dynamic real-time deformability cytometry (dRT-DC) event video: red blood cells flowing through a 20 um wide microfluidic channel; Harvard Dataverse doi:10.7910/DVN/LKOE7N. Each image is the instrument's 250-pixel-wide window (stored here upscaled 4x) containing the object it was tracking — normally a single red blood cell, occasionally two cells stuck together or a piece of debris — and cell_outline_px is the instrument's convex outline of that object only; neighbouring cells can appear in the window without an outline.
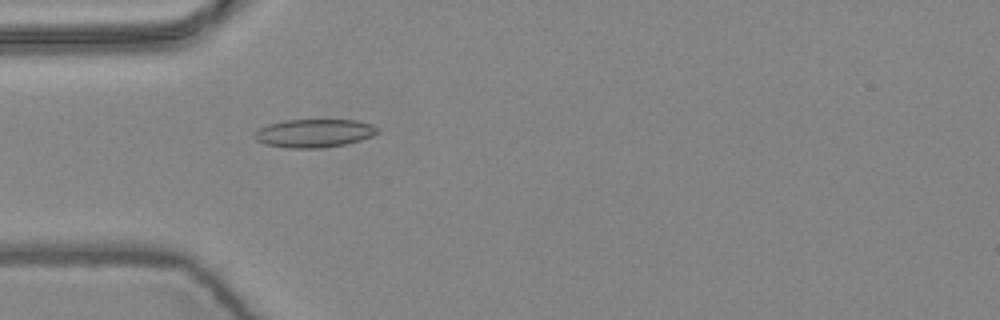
{"species": "common noctule bat (a hibernating species)", "species_latin": "Nyctalus noctula", "temperature_condition": "warm", "stored_images_in_passage": 2, "camera_frame_rate_fps": 3000, "um_per_image_px": 0.085, "animal": {"sex": "female", "body_mass_g": 24.6, "forearm_length_mm": 56.2}, "frame": {"image": 1, "passage_image": 2, "time_ms": 0.333, "image_size_px": [1000, 320], "cell_outline_px": [[380, 132], [372, 136], [360, 140], [344, 144], [320, 148], [288, 148], [264, 144], [256, 140], [252, 136], [260, 128], [268, 124], [284, 120], [356, 120], [372, 124], [380, 128]], "centroid_in_image_um": [26.71, 11.32], "position_along_channel_um": 58.3, "area_um2": 20.35}}